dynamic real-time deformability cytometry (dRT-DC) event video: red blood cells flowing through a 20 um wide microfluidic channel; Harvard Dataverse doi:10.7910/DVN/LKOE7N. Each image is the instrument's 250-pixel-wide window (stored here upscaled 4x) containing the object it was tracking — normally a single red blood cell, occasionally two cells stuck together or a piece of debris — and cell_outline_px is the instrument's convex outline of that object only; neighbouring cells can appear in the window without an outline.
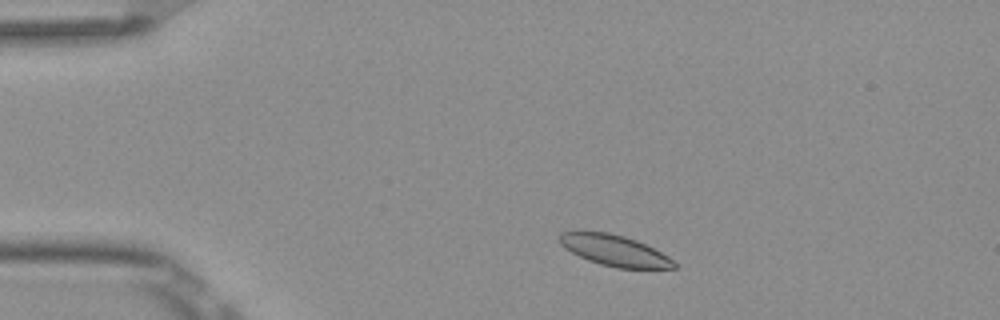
{"species": "Egyptian fruit bat (a non-hibernating species)", "species_latin": "Rousettus aegyptiacus", "temperature_condition": "room temperature", "stored_images_in_passage": 7, "camera_frame_rate_fps": 3000, "um_per_image_px": 0.085, "frame": {"image": 1, "passage_image": 2, "time_ms": 0.333, "image_size_px": [1000, 320], "cell_outline_px": [[676, 268], [616, 268], [600, 264], [588, 260], [564, 248], [560, 244], [560, 232], [608, 232], [624, 236], [636, 240], [668, 256], [676, 264]], "centroid_in_image_um": [52.23, 21.3], "position_along_channel_um": 32.8, "area_um2": 20.29}}
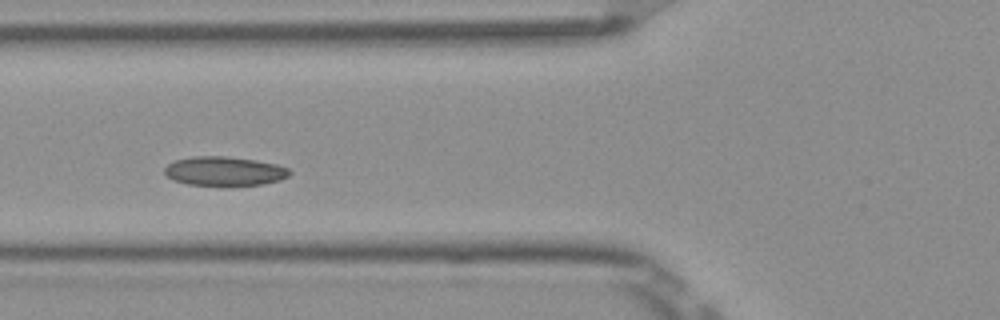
{"frame": {"image": 2, "passage_image": 5, "time_ms": 1.333, "image_size_px": [1000, 320], "cell_outline_px": [[292, 172], [288, 176], [280, 180], [260, 184], [188, 184], [172, 180], [164, 176], [164, 168], [172, 160], [192, 156], [228, 156], [256, 160], [276, 164], [288, 168]], "centroid_in_image_um": [19.02, 14.52], "position_along_channel_um": 106.8, "area_um2": 21.1}}
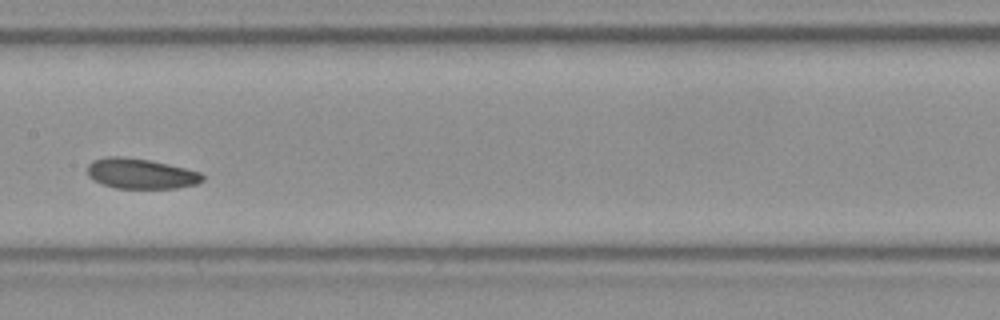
{"frame": {"image": 3, "passage_image": 7, "time_ms": 2.0, "image_size_px": [1000, 320], "cell_outline_px": [[204, 180], [196, 184], [176, 188], [116, 188], [92, 180], [88, 176], [88, 164], [92, 160], [104, 156], [124, 156], [152, 160], [200, 172], [204, 176]], "centroid_in_image_um": [11.94, 14.74], "position_along_channel_um": 195.5, "area_um2": 20.46}}